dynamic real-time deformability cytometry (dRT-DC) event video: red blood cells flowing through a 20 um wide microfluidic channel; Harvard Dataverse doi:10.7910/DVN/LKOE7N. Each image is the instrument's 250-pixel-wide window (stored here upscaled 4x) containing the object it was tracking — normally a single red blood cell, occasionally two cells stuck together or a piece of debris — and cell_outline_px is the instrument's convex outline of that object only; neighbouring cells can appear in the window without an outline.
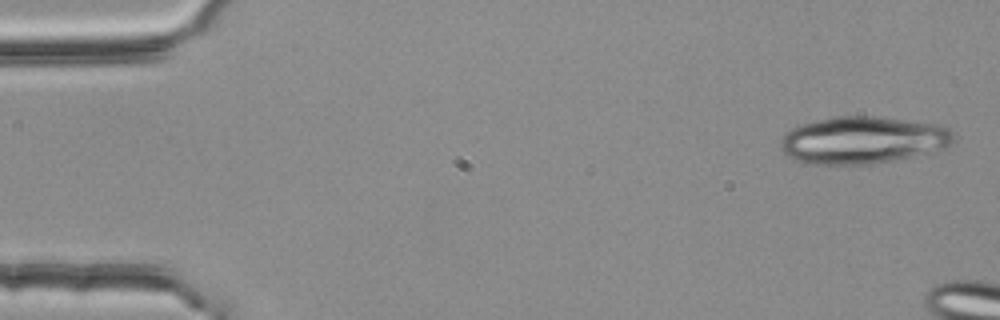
{"species": "common noctule bat (a hibernating species)", "species_latin": "Nyctalus noctula", "temperature_condition": "room temperature", "stored_images_in_passage": 3, "camera_frame_rate_fps": 3000, "um_per_image_px": 0.085, "animal": {"sex": "female", "body_mass_g": 25.1}, "frame": {"image": 1, "passage_image": 1, "time_ms": 0.0, "image_size_px": [1000, 320], "cell_outline_px": [[952, 140], [948, 148], [932, 152], [896, 160], [872, 164], [808, 164], [796, 160], [788, 156], [784, 152], [780, 144], [780, 140], [792, 128], [800, 124], [836, 116], [876, 116], [936, 124], [948, 128], [952, 132]], "centroid_in_image_um": [73.35, 11.91], "position_along_channel_um": 11.7, "area_um2": 47.57}}